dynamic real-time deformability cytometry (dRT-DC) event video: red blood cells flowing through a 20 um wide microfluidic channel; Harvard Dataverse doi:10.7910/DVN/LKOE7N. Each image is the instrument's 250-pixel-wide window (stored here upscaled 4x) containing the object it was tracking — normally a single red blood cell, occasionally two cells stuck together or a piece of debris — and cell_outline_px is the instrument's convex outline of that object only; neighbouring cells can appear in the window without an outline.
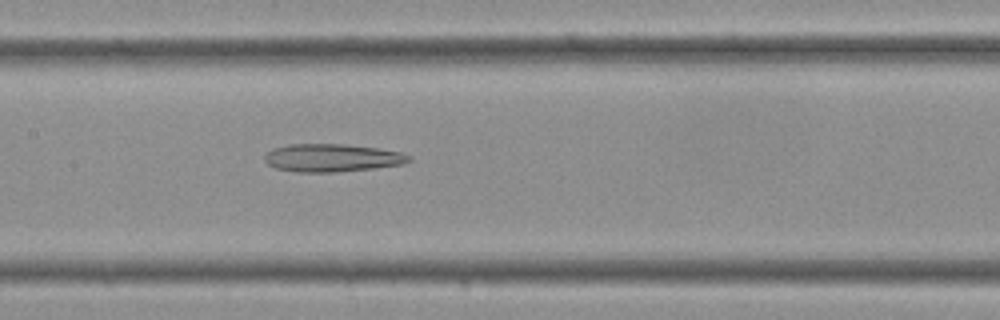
{"species": "Egyptian fruit bat (a non-hibernating species)", "species_latin": "Rousettus aegyptiacus", "temperature_condition": "cold", "stored_images_in_passage": 35, "camera_frame_rate_fps": 3000, "um_per_image_px": 0.085, "frame": {"image": 1, "passage_image": 16, "time_ms": 5.0, "image_size_px": [1000, 320], "cell_outline_px": [[412, 160], [404, 164], [376, 168], [336, 172], [296, 172], [276, 168], [268, 164], [264, 160], [264, 156], [272, 148], [288, 144], [344, 144], [380, 148], [400, 152], [412, 156]], "centroid_in_image_um": [28.25, 13.41], "position_along_channel_um": 179.2, "area_um2": 23.7}}
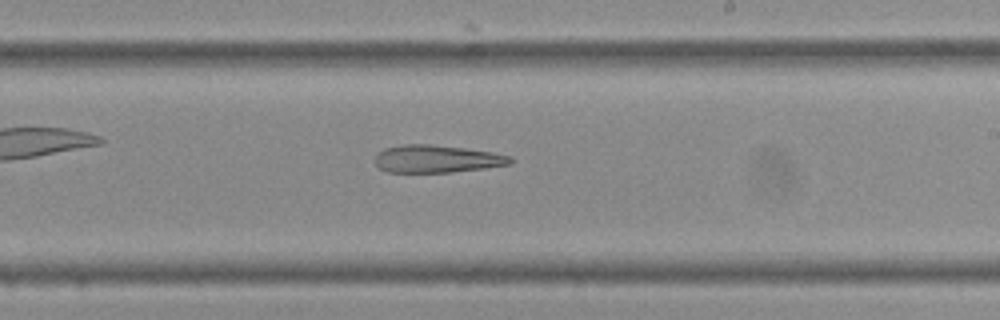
{"frame": {"image": 2, "passage_image": 20, "time_ms": 6.333, "image_size_px": [1000, 320], "cell_outline_px": [[516, 160], [512, 164], [484, 168], [452, 172], [388, 172], [380, 168], [376, 164], [376, 152], [384, 148], [404, 144], [428, 144], [464, 148], [492, 152], [512, 156]], "centroid_in_image_um": [37.16, 13.5], "position_along_channel_um": 251.8, "area_um2": 21.85}}